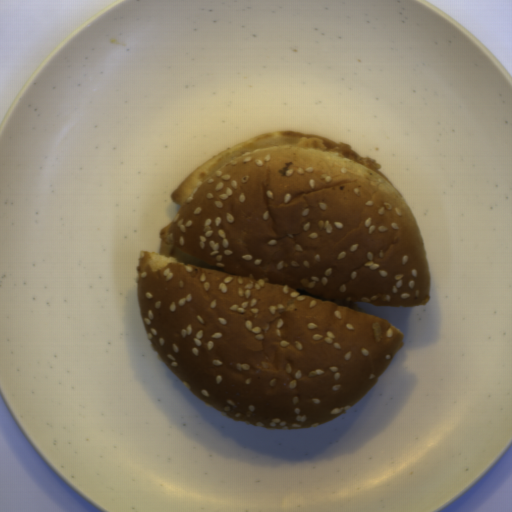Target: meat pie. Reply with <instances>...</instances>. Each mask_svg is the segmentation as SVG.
<instances>
[{
	"label": "meat pie",
	"mask_w": 512,
	"mask_h": 512,
	"mask_svg": "<svg viewBox=\"0 0 512 512\" xmlns=\"http://www.w3.org/2000/svg\"><path fill=\"white\" fill-rule=\"evenodd\" d=\"M299 148L316 149L325 153H334L338 157L360 163L371 170L382 169V165L376 163L374 158L360 157L356 152L353 151L350 144L346 142H340L333 149H328L326 144L322 143L321 139L316 137L301 138L295 145Z\"/></svg>",
	"instance_id": "1"
}]
</instances>
